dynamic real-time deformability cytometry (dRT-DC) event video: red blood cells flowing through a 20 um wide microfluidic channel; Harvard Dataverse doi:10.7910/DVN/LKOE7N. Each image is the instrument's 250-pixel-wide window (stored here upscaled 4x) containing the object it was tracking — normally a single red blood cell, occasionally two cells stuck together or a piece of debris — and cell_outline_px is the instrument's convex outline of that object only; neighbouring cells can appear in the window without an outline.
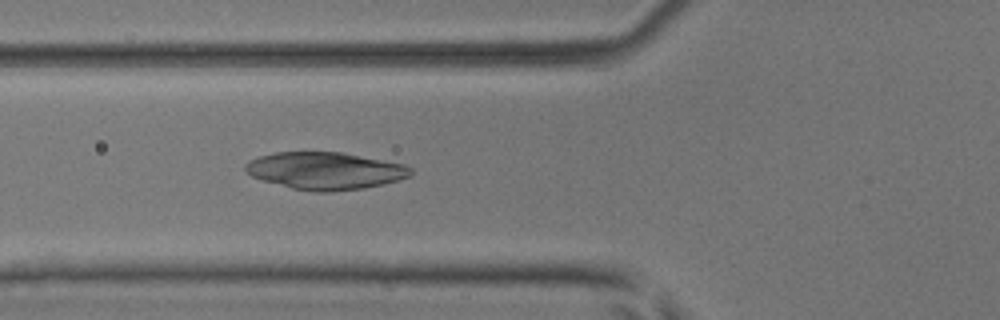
{"species": "common noctule bat (a hibernating species)", "species_latin": "Nyctalus noctula", "temperature_condition": "room temperature", "stored_images_in_passage": 50, "camera_frame_rate_fps": 3000, "um_per_image_px": 0.085, "animal": {"sex": "male", "body_mass_g": 17.9, "forearm_length_mm": 54.2}, "frame": {"image": 1, "passage_image": 19, "time_ms": 6.0, "image_size_px": [1000, 320], "cell_outline_px": [[412, 172], [408, 176], [384, 184], [364, 188], [328, 192], [316, 192], [292, 188], [264, 180], [252, 176], [244, 168], [244, 164], [248, 160], [260, 156], [276, 152], [340, 152], [404, 164], [412, 168]], "centroid_in_image_um": [27.62, 14.51], "position_along_channel_um": 98.2, "area_um2": 35.6}}
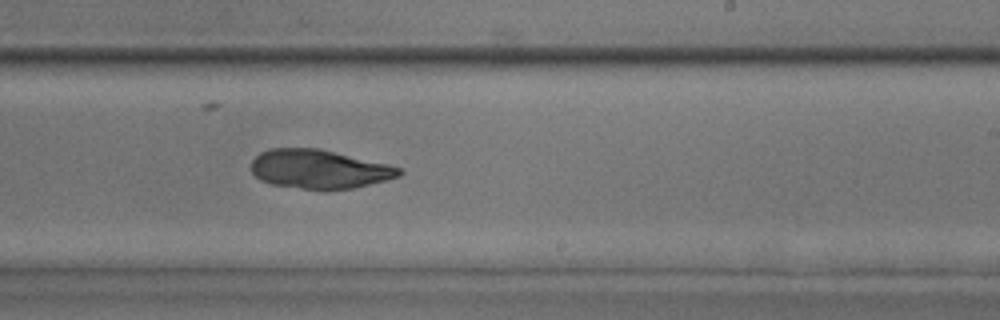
{"frame": {"image": 2, "passage_image": 31, "time_ms": 10.0, "image_size_px": [1000, 320], "cell_outline_px": [[404, 172], [400, 176], [352, 188], [300, 188], [272, 184], [260, 180], [252, 172], [252, 160], [260, 152], [268, 148], [320, 148], [388, 164], [404, 168]], "centroid_in_image_um": [27.13, 14.35], "position_along_channel_um": 261.9, "area_um2": 33.23}}
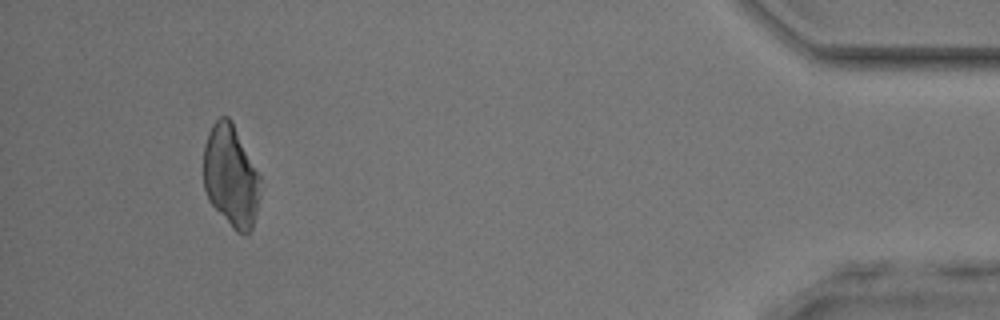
{"frame": {"image": 3, "passage_image": 47, "time_ms": 15.333, "image_size_px": [1000, 320], "cell_outline_px": [[260, 196], [252, 228], [244, 236], [236, 232], [232, 228], [208, 200], [204, 188], [204, 144], [208, 132], [212, 124], [220, 116], [228, 116], [232, 120], [260, 176]], "centroid_in_image_um": [19.62, 14.97], "position_along_channel_um": 415.6, "area_um2": 33.87}}